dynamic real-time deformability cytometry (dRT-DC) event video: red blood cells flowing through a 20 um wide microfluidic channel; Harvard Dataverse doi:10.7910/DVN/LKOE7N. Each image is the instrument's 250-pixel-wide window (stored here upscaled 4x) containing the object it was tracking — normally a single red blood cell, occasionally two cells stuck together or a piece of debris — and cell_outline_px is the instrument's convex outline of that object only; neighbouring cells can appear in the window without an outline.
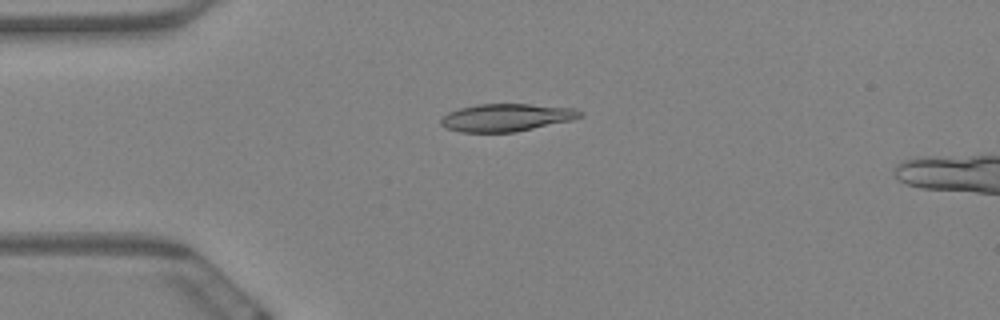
{"species": "Egyptian fruit bat (a non-hibernating species)", "species_latin": "Rousettus aegyptiacus", "temperature_condition": "warm", "stored_images_in_passage": 52, "camera_frame_rate_fps": 3000, "um_per_image_px": 0.085, "animal": {"sex": "female"}, "frame": {"image": 1, "passage_image": 7, "time_ms": 2.0, "image_size_px": [1000, 320], "cell_outline_px": [[584, 116], [572, 120], [516, 132], [460, 132], [444, 128], [440, 124], [440, 120], [448, 112], [460, 108], [476, 104], [528, 104], [576, 108], [584, 112]], "centroid_in_image_um": [43.06, 9.99], "position_along_channel_um": 41.9, "area_um2": 22.6}}
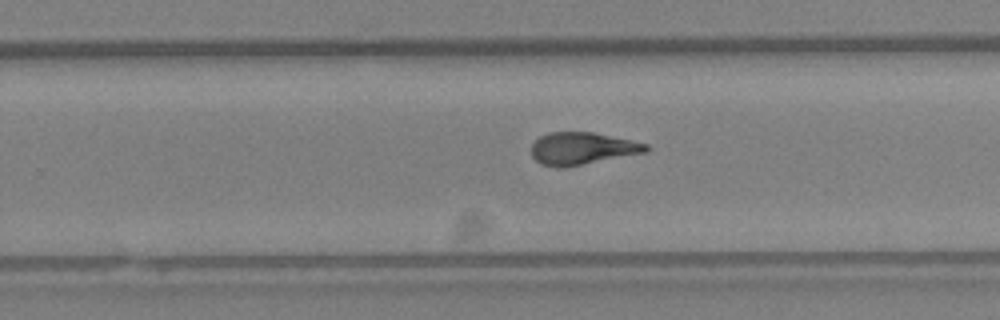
{"frame": {"image": 2, "passage_image": 30, "time_ms": 9.667, "image_size_px": [1000, 320], "cell_outline_px": [[652, 148], [648, 152], [560, 168], [556, 168], [540, 164], [532, 156], [532, 144], [540, 136], [548, 132], [592, 132], [648, 144]], "centroid_in_image_um": [49.49, 12.62], "position_along_channel_um": 280.3, "area_um2": 21.5}}
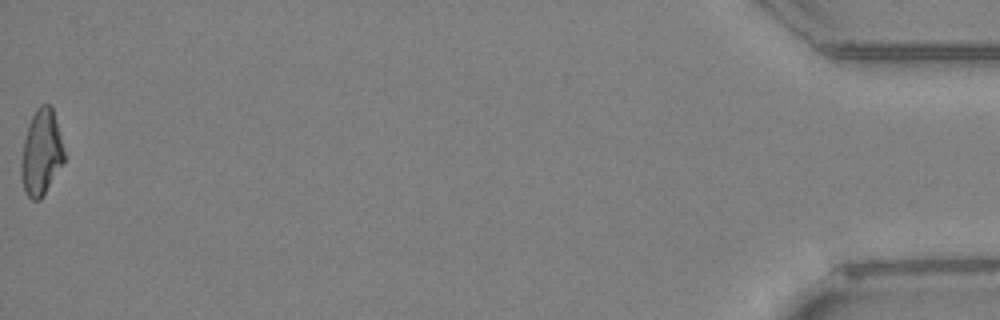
{"frame": {"image": 3, "passage_image": 52, "time_ms": 17.0, "image_size_px": [1000, 320], "cell_outline_px": [[68, 156], [64, 164], [40, 200], [32, 200], [28, 196], [24, 188], [20, 172], [20, 164], [24, 140], [28, 124], [36, 108], [40, 104], [48, 104], [52, 108]], "centroid_in_image_um": [3.55, 12.97], "position_along_channel_um": 431.7, "area_um2": 21.91}, "authors_computed_cell_mechanics": {"area_um2": 21.7617, "velocity_mm_per_s": 3.4258, "shape_relaxation_time_tau1_ms": 11.3806, "shape_relaxation_time_tau2_ms": 2.2116, "deformation_change_tau1": 0.2788, "deformation_change_tau2": 0.0867}}